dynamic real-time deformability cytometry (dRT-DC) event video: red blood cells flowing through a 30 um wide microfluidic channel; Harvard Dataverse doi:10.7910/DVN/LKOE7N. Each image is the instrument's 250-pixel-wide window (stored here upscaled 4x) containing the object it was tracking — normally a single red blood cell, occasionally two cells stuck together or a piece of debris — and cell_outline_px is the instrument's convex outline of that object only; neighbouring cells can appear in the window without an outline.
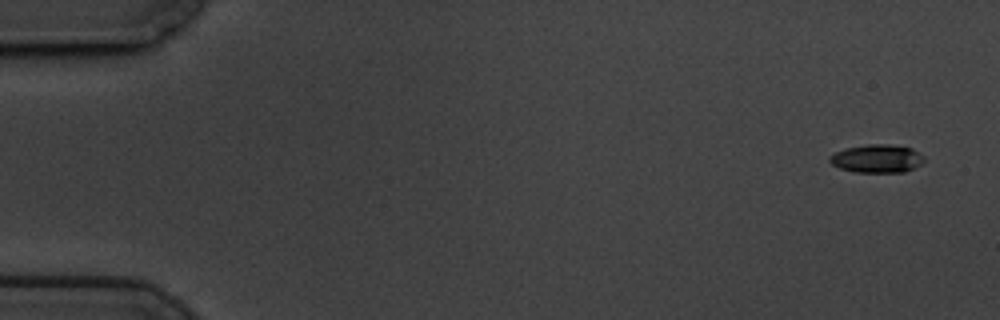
{"species": "common noctule bat (a hibernating species)", "species_latin": "Nyctalus noctula", "temperature_condition": "cold", "stored_images_in_passage": 5, "camera_frame_rate_fps": 3000, "um_per_image_px": 0.085, "animal": {"sex": "male", "body_mass_g": 19.5, "forearm_length_mm": 54.6}, "frame": {"image": 1, "passage_image": 1, "time_ms": 0.0, "image_size_px": [1000, 320], "cell_outline_px": [[924, 160], [920, 164], [904, 172], [856, 172], [840, 168], [832, 164], [828, 160], [828, 156], [844, 148], [868, 144], [888, 144], [912, 148], [924, 156]], "centroid_in_image_um": [74.52, 13.47], "position_along_channel_um": 10.5, "area_um2": 15.49}}
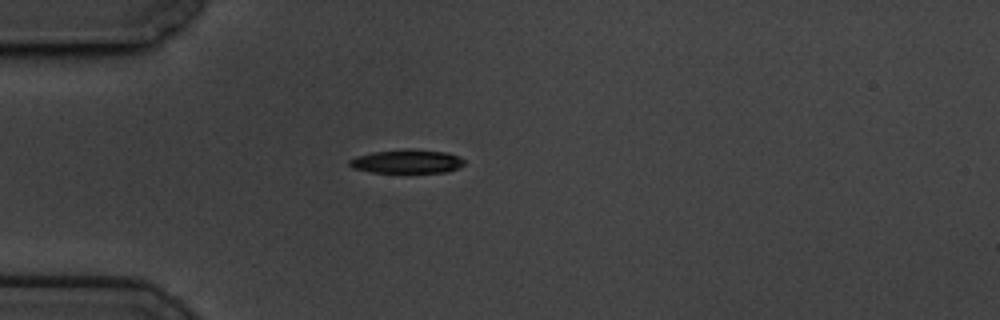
{"frame": {"image": 2, "passage_image": 5, "time_ms": 1.333, "image_size_px": [1000, 320], "cell_outline_px": [[464, 164], [460, 168], [448, 172], [372, 172], [352, 168], [348, 164], [348, 160], [356, 156], [372, 152], [404, 148], [412, 148], [448, 152], [460, 156], [464, 160]], "centroid_in_image_um": [34.61, 13.7], "position_along_channel_um": 50.4, "area_um2": 16.24}}